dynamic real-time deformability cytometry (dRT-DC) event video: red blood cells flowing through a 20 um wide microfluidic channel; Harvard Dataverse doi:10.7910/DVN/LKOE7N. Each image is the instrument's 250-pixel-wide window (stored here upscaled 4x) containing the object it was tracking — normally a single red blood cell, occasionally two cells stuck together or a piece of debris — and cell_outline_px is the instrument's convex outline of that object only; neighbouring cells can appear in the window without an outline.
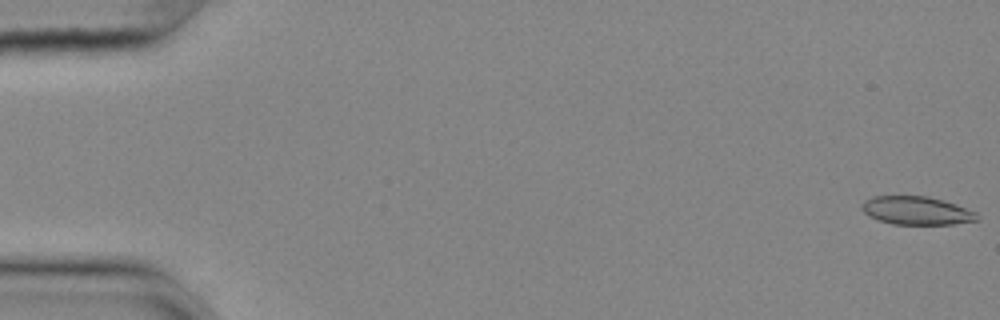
{"species": "common noctule bat (a hibernating species)", "species_latin": "Nyctalus noctula", "temperature_condition": "cold", "stored_images_in_passage": 56, "camera_frame_rate_fps": 3000, "um_per_image_px": 0.085, "animal": {"sex": "female", "body_mass_g": 25.1}, "frame": {"image": 1, "passage_image": 1, "time_ms": 0.0, "image_size_px": [1000, 320], "cell_outline_px": [[980, 220], [952, 224], [892, 224], [868, 216], [860, 208], [860, 204], [864, 200], [872, 196], [928, 196], [944, 200], [956, 204], [976, 212], [980, 216]], "centroid_in_image_um": [77.9, 17.89], "position_along_channel_um": 7.1, "area_um2": 19.19}}
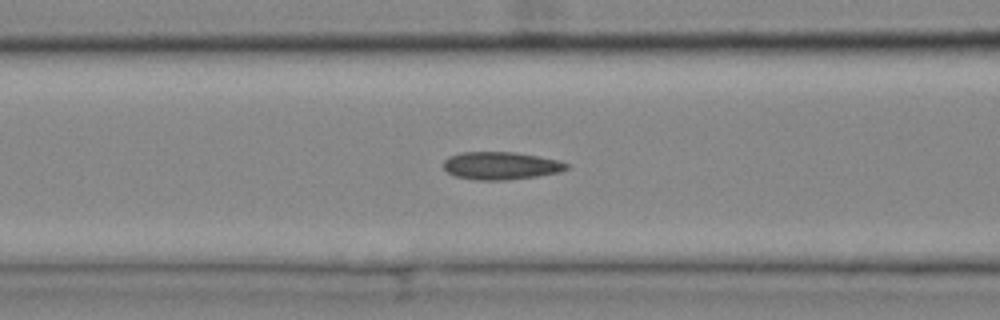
{"frame": {"image": 2, "passage_image": 23, "time_ms": 7.333, "image_size_px": [1000, 320], "cell_outline_px": [[568, 168], [560, 172], [536, 176], [508, 180], [476, 180], [456, 176], [448, 172], [444, 168], [444, 160], [448, 156], [460, 152], [516, 152], [556, 160], [568, 164]], "centroid_in_image_um": [42.54, 14.08], "position_along_channel_um": 124.1, "area_um2": 19.77}}
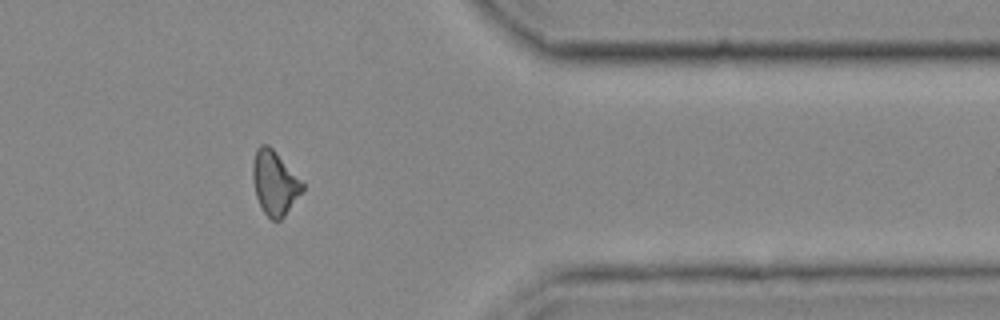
{"frame": {"image": 3, "passage_image": 46, "time_ms": 15.0, "image_size_px": [1000, 320], "cell_outline_px": [[304, 188], [284, 216], [280, 220], [272, 220], [264, 212], [256, 196], [252, 180], [252, 164], [256, 148], [260, 144], [268, 144], [272, 148], [304, 184]], "centroid_in_image_um": [23.31, 15.52], "position_along_channel_um": 388.1, "area_um2": 18.26}, "authors_computed_cell_mechanics": {"area_um2": 19.1607, "velocity_mm_per_s": 3.6473, "shape_relaxation_time_tau1_ms": null, "shape_relaxation_time_tau2_ms": 3.4608, "deformation_change_tau1": null, "deformation_change_tau2": 0.0999}}